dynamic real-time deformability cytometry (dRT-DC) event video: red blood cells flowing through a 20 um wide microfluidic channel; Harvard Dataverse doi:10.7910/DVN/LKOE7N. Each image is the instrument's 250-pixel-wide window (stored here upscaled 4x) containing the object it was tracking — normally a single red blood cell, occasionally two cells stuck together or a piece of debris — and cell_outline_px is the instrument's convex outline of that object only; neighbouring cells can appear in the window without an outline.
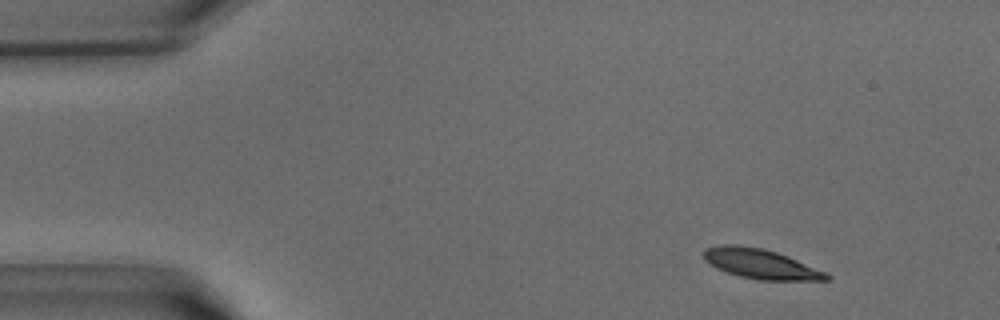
{"species": "common noctule bat (a hibernating species)", "species_latin": "Nyctalus noctula", "temperature_condition": "warm", "stored_images_in_passage": 40, "camera_frame_rate_fps": 3000, "um_per_image_px": 0.085, "animal": {"sex": "male", "body_mass_g": 15.6}, "frame": {"image": 1, "passage_image": 4, "time_ms": 1.0, "image_size_px": [1000, 320], "cell_outline_px": [[832, 276], [828, 280], [760, 280], [740, 276], [716, 268], [704, 260], [700, 252], [704, 248], [724, 244], [736, 244], [764, 248], [788, 256], [828, 272]], "centroid_in_image_um": [64.64, 22.41], "position_along_channel_um": 20.4, "area_um2": 21.62}}
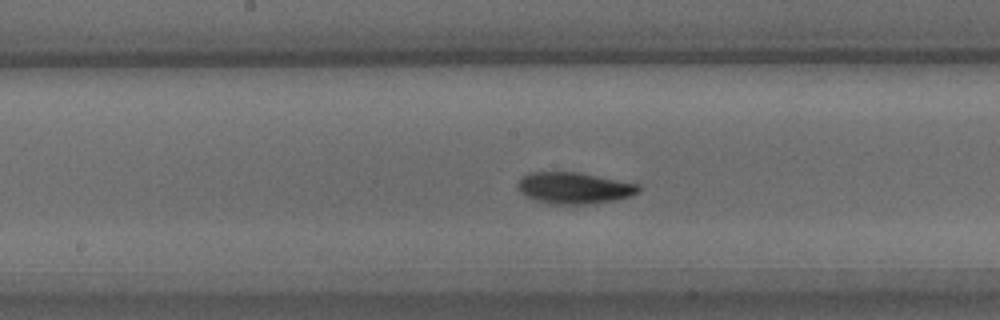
{"frame": {"image": 2, "passage_image": 20, "time_ms": 6.333, "image_size_px": [1000, 320], "cell_outline_px": [[640, 188], [632, 196], [616, 200], [588, 204], [548, 204], [532, 200], [520, 192], [520, 180], [528, 172], [580, 172], [640, 184]], "centroid_in_image_um": [48.83, 15.98], "position_along_channel_um": 199.4, "area_um2": 22.2}}
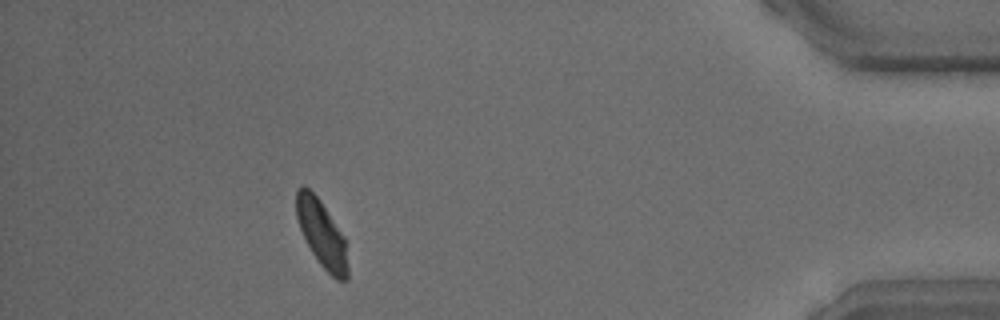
{"frame": {"image": 3, "passage_image": 36, "time_ms": 11.667, "image_size_px": [1000, 320], "cell_outline_px": [[348, 280], [336, 280], [320, 264], [312, 252], [300, 228], [296, 216], [296, 188], [300, 184], [304, 184], [320, 200], [344, 236], [348, 268]], "centroid_in_image_um": [27.34, 19.84], "position_along_channel_um": 407.9, "area_um2": 19.88}}